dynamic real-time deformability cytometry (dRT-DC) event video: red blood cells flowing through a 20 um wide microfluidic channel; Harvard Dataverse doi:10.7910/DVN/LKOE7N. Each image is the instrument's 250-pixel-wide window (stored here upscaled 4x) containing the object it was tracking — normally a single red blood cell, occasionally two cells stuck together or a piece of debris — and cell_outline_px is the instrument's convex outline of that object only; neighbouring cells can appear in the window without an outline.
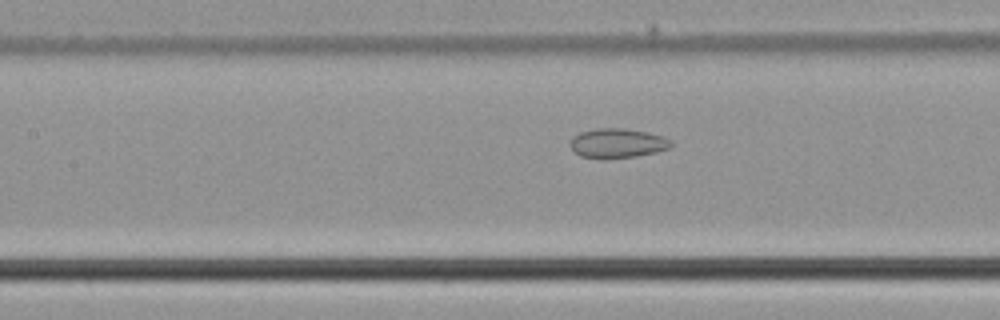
{"species": "common noctule bat (a hibernating species)", "species_latin": "Nyctalus noctula", "temperature_condition": "cold", "stored_images_in_passage": 32, "camera_frame_rate_fps": 3000, "um_per_image_px": 0.085, "animal": {"sex": "male", "body_mass_g": 21.5, "forearm_length_mm": 52.0}, "frame": {"image": 1, "passage_image": 9, "time_ms": 2.667, "image_size_px": [1000, 320], "cell_outline_px": [[672, 144], [668, 148], [656, 152], [636, 156], [604, 160], [580, 156], [568, 144], [572, 136], [580, 132], [596, 128], [624, 128], [648, 132], [664, 136], [672, 140]], "centroid_in_image_um": [52.46, 12.17], "position_along_channel_um": 154.9, "area_um2": 17.69}}
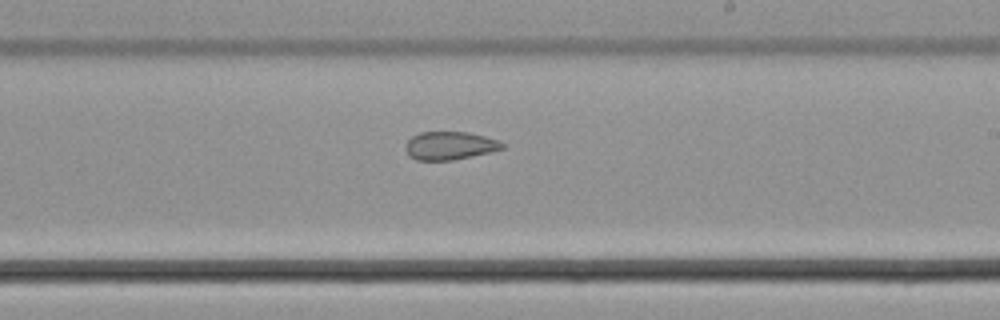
{"frame": {"image": 2, "passage_image": 16, "time_ms": 5.0, "image_size_px": [1000, 320], "cell_outline_px": [[504, 148], [492, 152], [452, 160], [416, 160], [408, 156], [404, 148], [404, 144], [412, 136], [420, 132], [468, 132], [500, 140], [504, 144]], "centroid_in_image_um": [38.21, 12.38], "position_along_channel_um": 250.8, "area_um2": 16.07}}
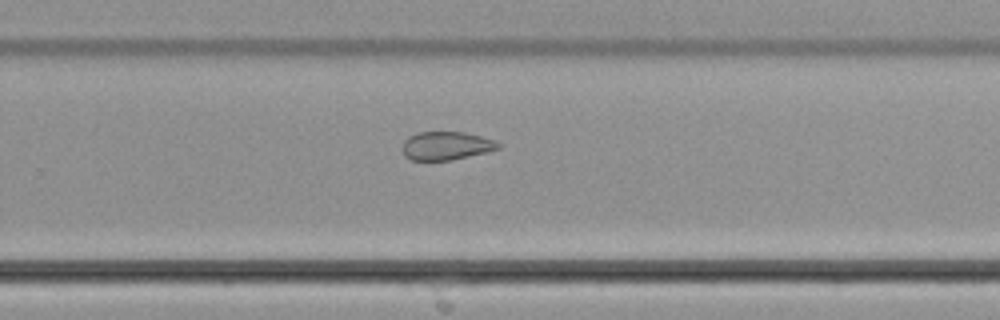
{"frame": {"image": 3, "passage_image": 19, "time_ms": 6.0, "image_size_px": [1000, 320], "cell_outline_px": [[504, 144], [500, 148], [488, 152], [452, 160], [412, 160], [404, 156], [400, 148], [404, 140], [408, 136], [416, 132], [464, 132], [496, 140]], "centroid_in_image_um": [37.93, 12.39], "position_along_channel_um": 291.9, "area_um2": 16.24}}